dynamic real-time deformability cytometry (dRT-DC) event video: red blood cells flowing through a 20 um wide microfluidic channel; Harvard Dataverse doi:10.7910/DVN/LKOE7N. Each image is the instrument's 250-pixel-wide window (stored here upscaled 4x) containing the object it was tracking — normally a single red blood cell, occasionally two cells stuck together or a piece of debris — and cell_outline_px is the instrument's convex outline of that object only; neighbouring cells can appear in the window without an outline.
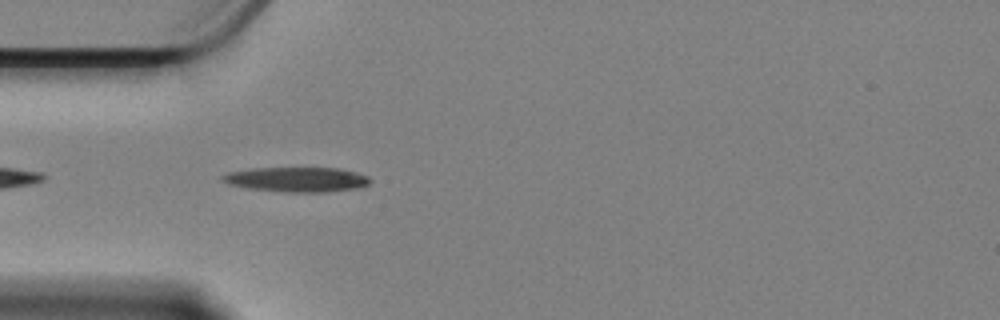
{"species": "Egyptian fruit bat (a non-hibernating species)", "species_latin": "Rousettus aegyptiacus", "temperature_condition": "cold", "stored_images_in_passage": 21, "camera_frame_rate_fps": 3000, "um_per_image_px": 0.085, "animal": {"sex": "female"}, "frame": {"image": 1, "passage_image": 3, "time_ms": 0.667, "image_size_px": [1000, 320], "cell_outline_px": [[372, 180], [368, 184], [356, 188], [328, 192], [292, 192], [248, 188], [232, 184], [220, 180], [220, 176], [228, 172], [252, 168], [336, 168], [356, 172], [368, 176]], "centroid_in_image_um": [25.24, 15.25], "position_along_channel_um": 59.8, "area_um2": 21.15}}
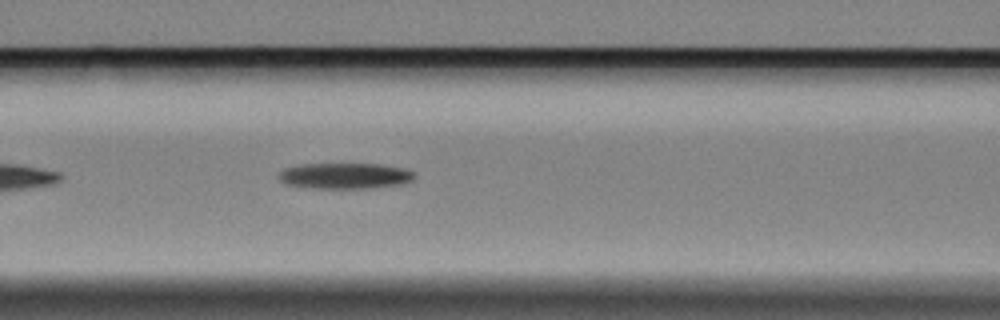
{"frame": {"image": 2, "passage_image": 10, "time_ms": 3.0, "image_size_px": [1000, 320], "cell_outline_px": [[416, 176], [412, 180], [404, 184], [372, 188], [312, 188], [284, 184], [280, 180], [280, 172], [284, 168], [304, 164], [380, 164], [404, 168], [412, 172]], "centroid_in_image_um": [29.35, 14.95], "position_along_channel_um": 137.3, "area_um2": 20.46}}
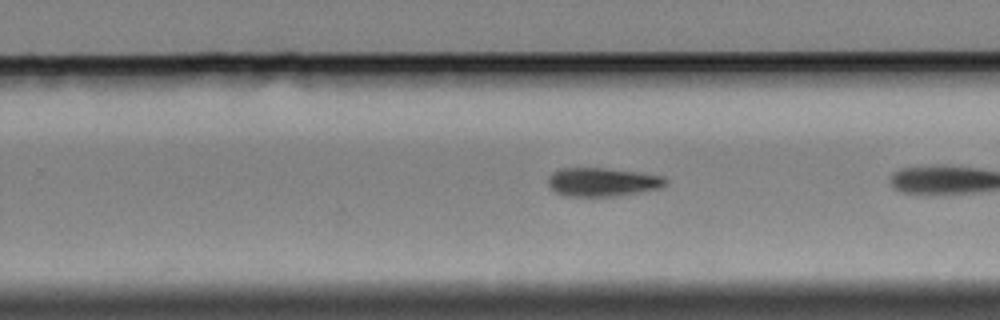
{"frame": {"image": 3, "passage_image": 20, "time_ms": 6.333, "image_size_px": [1000, 320], "cell_outline_px": [[668, 184], [660, 188], [612, 196], [568, 196], [556, 192], [548, 184], [548, 176], [552, 172], [560, 168], [604, 168], [640, 172], [664, 176], [668, 180]], "centroid_in_image_um": [51.22, 15.45], "position_along_channel_um": 278.6, "area_um2": 19.54}}